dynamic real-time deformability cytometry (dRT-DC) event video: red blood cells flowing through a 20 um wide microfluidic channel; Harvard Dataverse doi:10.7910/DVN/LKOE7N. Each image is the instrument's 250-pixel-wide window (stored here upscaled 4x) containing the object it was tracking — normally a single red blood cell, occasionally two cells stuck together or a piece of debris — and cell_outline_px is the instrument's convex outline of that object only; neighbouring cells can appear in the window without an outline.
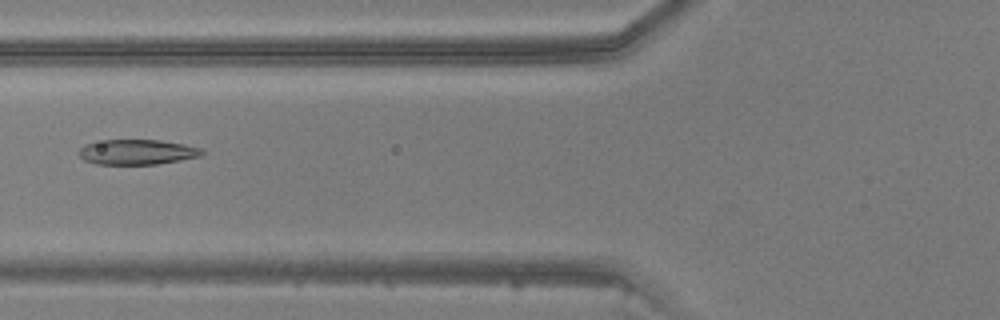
{"species": "common noctule bat (a hibernating species)", "species_latin": "Nyctalus noctula", "temperature_condition": "warm", "stored_images_in_passage": 48, "camera_frame_rate_fps": 3000, "um_per_image_px": 0.085, "animal": {"sex": "male", "body_mass_g": 20.5, "forearm_length_mm": 52.5}, "frame": {"image": 1, "passage_image": 20, "time_ms": 6.333, "image_size_px": [1000, 320], "cell_outline_px": [[204, 152], [200, 156], [180, 160], [156, 164], [96, 164], [84, 160], [76, 152], [84, 144], [104, 140], [160, 140], [184, 144], [200, 148]], "centroid_in_image_um": [11.61, 12.92], "position_along_channel_um": 114.2, "area_um2": 17.98}}
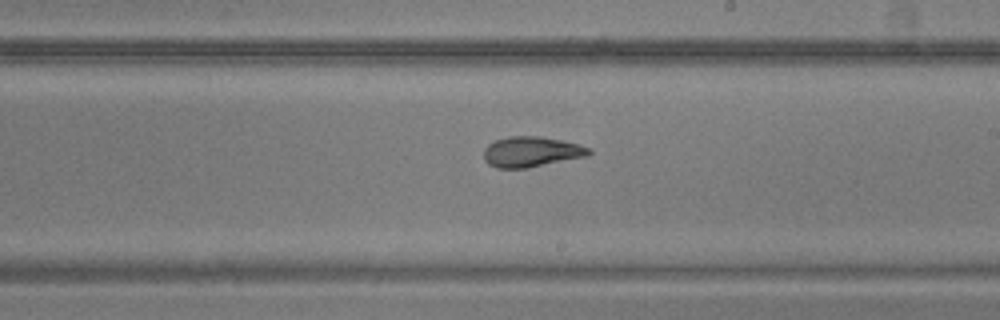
{"frame": {"image": 2, "passage_image": 29, "time_ms": 9.333, "image_size_px": [1000, 320], "cell_outline_px": [[592, 152], [588, 156], [524, 168], [496, 168], [488, 164], [484, 160], [484, 148], [488, 144], [496, 140], [508, 136], [540, 136], [560, 140], [592, 148]], "centroid_in_image_um": [45.14, 12.9], "position_along_channel_um": 243.9, "area_um2": 18.55}}
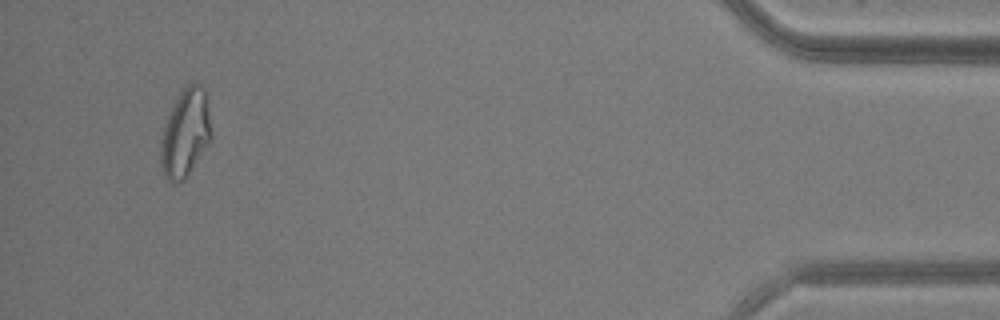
{"frame": {"image": 3, "passage_image": 46, "time_ms": 15.0, "image_size_px": [1000, 320], "cell_outline_px": [[208, 140], [184, 180], [176, 184], [172, 184], [164, 176], [160, 164], [160, 144], [164, 128], [168, 116], [180, 92], [192, 80], [196, 80], [204, 88], [208, 120]], "centroid_in_image_um": [15.68, 11.32], "position_along_channel_um": 419.5, "area_um2": 24.8}}